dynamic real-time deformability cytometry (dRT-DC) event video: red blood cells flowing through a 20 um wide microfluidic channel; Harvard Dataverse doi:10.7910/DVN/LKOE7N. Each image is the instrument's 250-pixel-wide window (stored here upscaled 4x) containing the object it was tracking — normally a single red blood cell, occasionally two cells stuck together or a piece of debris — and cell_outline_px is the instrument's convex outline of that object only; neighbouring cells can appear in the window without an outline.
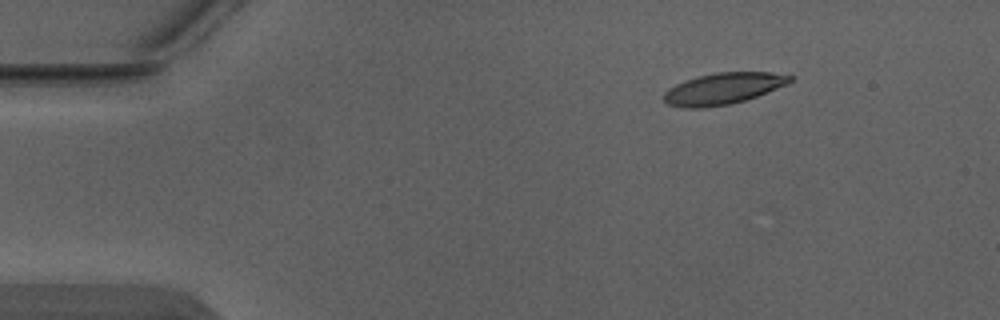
{"species": "Egyptian fruit bat (a non-hibernating species)", "species_latin": "Rousettus aegyptiacus", "temperature_condition": "warm", "stored_images_in_passage": 4, "camera_frame_rate_fps": 3000, "um_per_image_px": 0.085, "animal": {"sex": "male"}, "frame": {"image": 1, "passage_image": 2, "time_ms": 0.333, "image_size_px": [1000, 320], "cell_outline_px": [[792, 80], [788, 84], [756, 96], [732, 104], [704, 108], [684, 108], [668, 104], [664, 100], [664, 92], [668, 88], [684, 80], [716, 72], [772, 72], [792, 76]], "centroid_in_image_um": [61.45, 7.53], "position_along_channel_um": 23.5, "area_um2": 23.06}}